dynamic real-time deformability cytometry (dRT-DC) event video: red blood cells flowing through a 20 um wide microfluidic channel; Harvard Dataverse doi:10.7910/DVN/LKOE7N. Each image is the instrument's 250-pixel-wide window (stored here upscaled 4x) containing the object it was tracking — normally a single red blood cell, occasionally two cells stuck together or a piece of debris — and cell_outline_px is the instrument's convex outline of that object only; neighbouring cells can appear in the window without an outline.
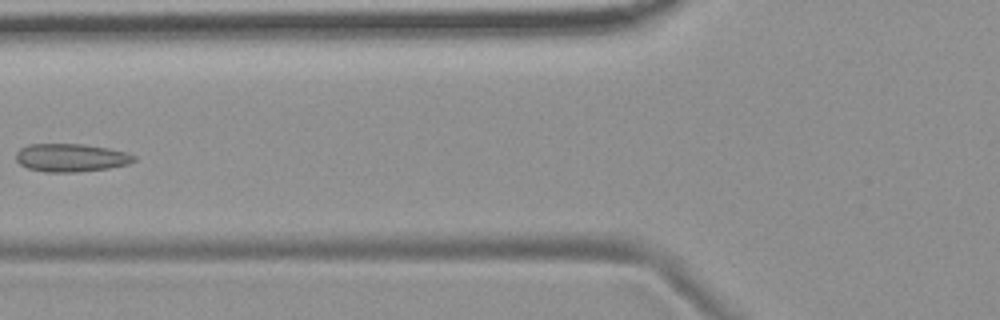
{"species": "common noctule bat (a hibernating species)", "species_latin": "Nyctalus noctula", "temperature_condition": "room temperature", "stored_images_in_passage": 7, "camera_frame_rate_fps": 3000, "um_per_image_px": 0.085, "animal": {"sex": "female", "body_mass_g": 19.9}, "frame": {"image": 1, "passage_image": 6, "time_ms": 7.0, "image_size_px": [1000, 320], "cell_outline_px": [[136, 160], [128, 164], [108, 168], [76, 172], [44, 172], [28, 168], [20, 164], [16, 160], [16, 152], [20, 148], [28, 144], [84, 144], [108, 148], [128, 152], [136, 156]], "centroid_in_image_um": [6.04, 13.4], "position_along_channel_um": 119.8, "area_um2": 19.42}}
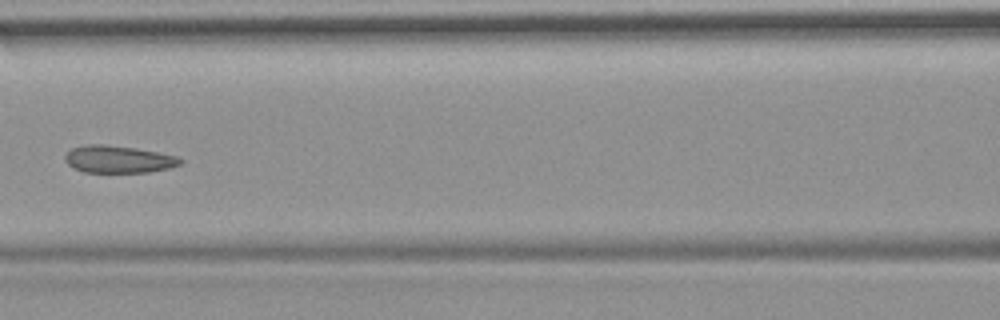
{"frame": {"image": 2, "passage_image": 7, "time_ms": 8.0, "image_size_px": [1000, 320], "cell_outline_px": [[184, 160], [180, 164], [168, 168], [148, 172], [84, 172], [72, 168], [64, 160], [64, 156], [72, 148], [88, 144], [104, 144], [136, 148], [176, 156]], "centroid_in_image_um": [10.03, 13.54], "position_along_channel_um": 156.6, "area_um2": 18.26}}